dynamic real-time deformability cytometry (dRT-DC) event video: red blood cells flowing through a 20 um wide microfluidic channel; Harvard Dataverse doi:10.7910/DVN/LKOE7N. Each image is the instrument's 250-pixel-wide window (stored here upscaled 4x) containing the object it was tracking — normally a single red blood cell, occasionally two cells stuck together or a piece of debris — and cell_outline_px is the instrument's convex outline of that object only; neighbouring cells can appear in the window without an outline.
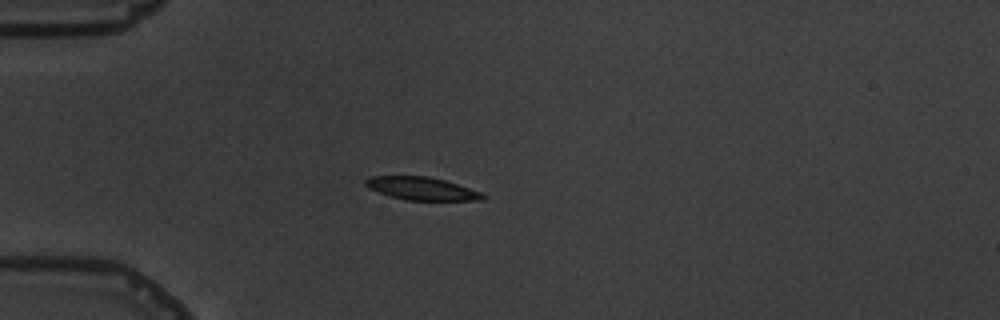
{"species": "common noctule bat (a hibernating species)", "species_latin": "Nyctalus noctula", "temperature_condition": "warm", "stored_images_in_passage": 5, "camera_frame_rate_fps": 3000, "um_per_image_px": 0.085, "animal": {"sex": "male", "body_mass_g": 19.5, "forearm_length_mm": 54.6}, "frame": {"image": 1, "passage_image": 4, "time_ms": 3.667, "image_size_px": [1000, 320], "cell_outline_px": [[488, 196], [484, 200], [404, 200], [368, 188], [364, 184], [364, 180], [372, 176], [428, 176], [444, 180], [480, 192]], "centroid_in_image_um": [35.84, 16.03], "position_along_channel_um": 49.2, "area_um2": 15.49}}